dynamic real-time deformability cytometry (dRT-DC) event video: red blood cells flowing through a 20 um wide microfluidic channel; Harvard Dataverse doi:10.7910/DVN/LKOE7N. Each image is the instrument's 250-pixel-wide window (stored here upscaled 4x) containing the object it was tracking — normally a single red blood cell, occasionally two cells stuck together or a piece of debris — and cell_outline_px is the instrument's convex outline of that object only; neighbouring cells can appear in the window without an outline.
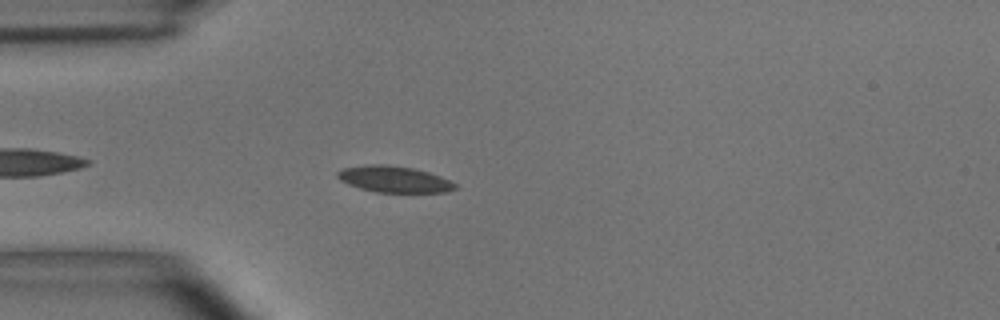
{"species": "common noctule bat (a hibernating species)", "species_latin": "Nyctalus noctula", "temperature_condition": "room temperature", "stored_images_in_passage": 5, "camera_frame_rate_fps": 3000, "um_per_image_px": 0.085, "animal": {"sex": "male", "body_mass_g": 15.6}, "frame": {"image": 1, "passage_image": 4, "time_ms": 1.0, "image_size_px": [1000, 320], "cell_outline_px": [[456, 188], [448, 192], [376, 192], [360, 188], [348, 184], [340, 180], [336, 176], [336, 172], [344, 168], [364, 164], [388, 164], [412, 168], [428, 172], [440, 176], [456, 184]], "centroid_in_image_um": [33.46, 15.22], "position_along_channel_um": 51.5, "area_um2": 18.03}}